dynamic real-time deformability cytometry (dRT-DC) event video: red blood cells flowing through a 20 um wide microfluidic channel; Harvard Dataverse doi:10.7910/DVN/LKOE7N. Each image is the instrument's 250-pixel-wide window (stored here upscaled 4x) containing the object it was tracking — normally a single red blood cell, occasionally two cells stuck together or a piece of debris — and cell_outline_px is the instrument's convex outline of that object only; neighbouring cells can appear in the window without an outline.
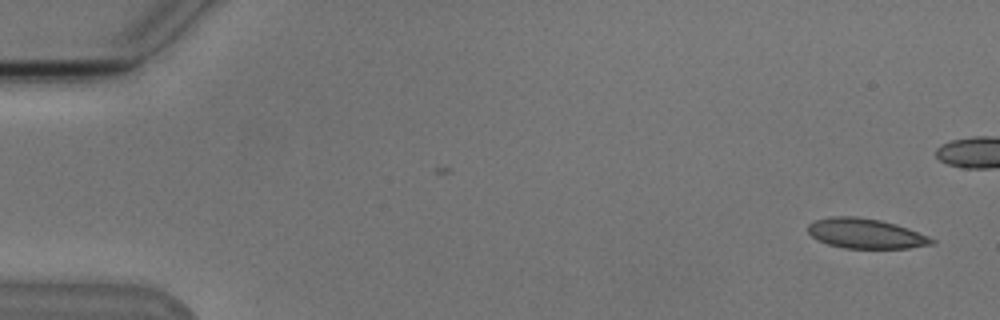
{"species": "Egyptian fruit bat (a non-hibernating species)", "species_latin": "Rousettus aegyptiacus", "temperature_condition": "cold", "stored_images_in_passage": 3, "camera_frame_rate_fps": 3000, "um_per_image_px": 0.085, "animal": {"sex": "male"}, "frame": {"image": 1, "passage_image": 3, "time_ms": 2.333, "image_size_px": [1000, 320], "cell_outline_px": [[936, 244], [908, 248], [844, 248], [828, 244], [812, 236], [808, 232], [808, 224], [816, 220], [832, 216], [856, 216], [880, 220], [896, 224], [908, 228], [928, 236], [936, 240]], "centroid_in_image_um": [73.61, 19.85], "position_along_channel_um": 11.4, "area_um2": 21.56}}